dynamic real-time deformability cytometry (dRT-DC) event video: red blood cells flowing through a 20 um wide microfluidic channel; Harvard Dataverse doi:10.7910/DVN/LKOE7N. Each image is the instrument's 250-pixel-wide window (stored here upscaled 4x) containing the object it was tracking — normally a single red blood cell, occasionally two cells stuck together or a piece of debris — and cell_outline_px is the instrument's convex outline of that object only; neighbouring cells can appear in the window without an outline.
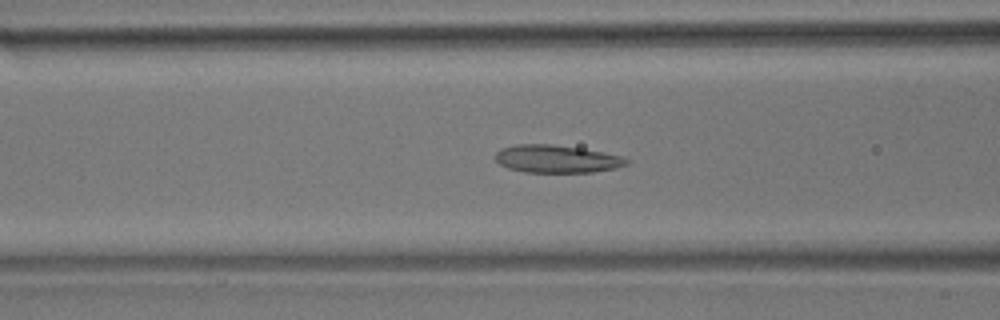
{"species": "common noctule bat (a hibernating species)", "species_latin": "Nyctalus noctula", "temperature_condition": "room temperature", "stored_images_in_passage": 50, "camera_frame_rate_fps": 3000, "um_per_image_px": 0.085, "animal": {"sex": "male", "body_mass_g": 17.9}, "frame": {"image": 1, "passage_image": 21, "time_ms": 6.667, "image_size_px": [1000, 320], "cell_outline_px": [[628, 164], [616, 168], [592, 172], [524, 172], [508, 168], [500, 164], [496, 160], [496, 152], [500, 148], [516, 144], [552, 144], [580, 148], [604, 152], [620, 156], [628, 160]], "centroid_in_image_um": [47.3, 13.5], "position_along_channel_um": 119.3, "area_um2": 21.15}}
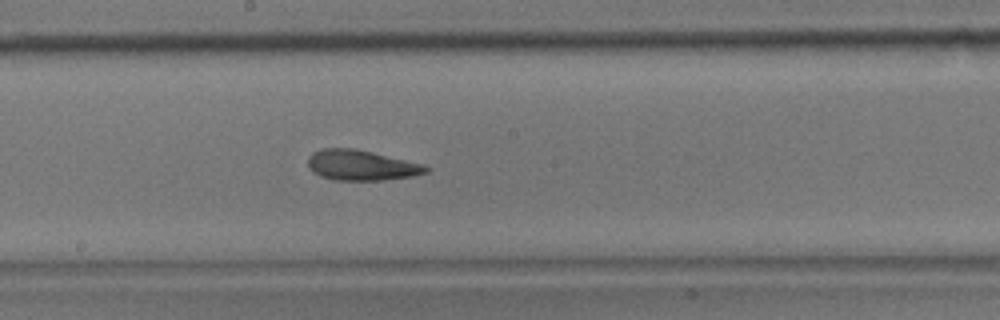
{"frame": {"image": 2, "passage_image": 29, "time_ms": 9.333, "image_size_px": [1000, 320], "cell_outline_px": [[432, 168], [428, 172], [412, 176], [384, 180], [332, 180], [320, 176], [312, 172], [308, 168], [308, 156], [312, 152], [324, 148], [352, 148], [372, 152], [424, 164]], "centroid_in_image_um": [30.7, 14.05], "position_along_channel_um": 217.5, "area_um2": 21.04}}
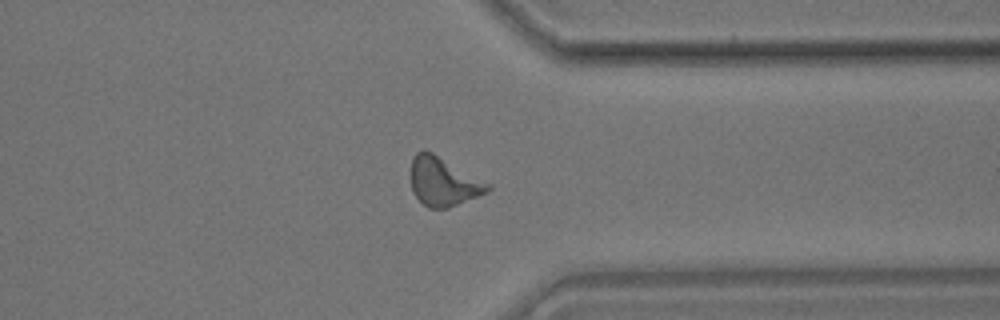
{"frame": {"image": 3, "passage_image": 42, "time_ms": 13.667, "image_size_px": [1000, 320], "cell_outline_px": [[492, 188], [488, 192], [448, 208], [428, 208], [416, 196], [412, 188], [412, 156], [416, 152], [432, 152], [492, 184]], "centroid_in_image_um": [37.73, 15.45], "position_along_channel_um": 373.7, "area_um2": 21.56}, "authors_computed_cell_mechanics": {"area_um2": 21.2126, "velocity_mm_per_s": 3.6835, "shape_relaxation_time_tau1_ms": 9.0609, "shape_relaxation_time_tau2_ms": 2.8189, "deformation_change_tau1": 0.1694, "deformation_change_tau2": 0.0947}}